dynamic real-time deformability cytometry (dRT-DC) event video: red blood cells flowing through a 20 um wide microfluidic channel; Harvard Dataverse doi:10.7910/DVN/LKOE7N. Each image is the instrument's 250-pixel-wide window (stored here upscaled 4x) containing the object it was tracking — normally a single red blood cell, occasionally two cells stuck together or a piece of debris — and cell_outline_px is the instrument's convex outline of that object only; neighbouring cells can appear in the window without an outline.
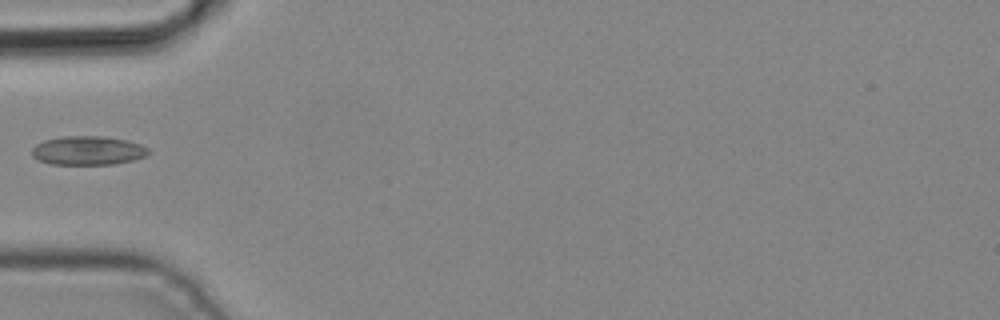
{"species": "common noctule bat (a hibernating species)", "species_latin": "Nyctalus noctula", "temperature_condition": "cold", "stored_images_in_passage": 2, "camera_frame_rate_fps": 3000, "um_per_image_px": 0.085, "animal": {"sex": "male", "body_mass_g": 19.2, "forearm_length_mm": 51.8}, "frame": {"image": 1, "passage_image": 2, "time_ms": 0.333, "image_size_px": [1000, 320], "cell_outline_px": [[152, 152], [148, 156], [132, 160], [112, 164], [52, 164], [40, 160], [32, 156], [32, 148], [36, 144], [44, 140], [64, 136], [104, 136], [128, 140], [140, 144], [148, 148]], "centroid_in_image_um": [7.51, 12.79], "position_along_channel_um": 77.5, "area_um2": 19.71}}